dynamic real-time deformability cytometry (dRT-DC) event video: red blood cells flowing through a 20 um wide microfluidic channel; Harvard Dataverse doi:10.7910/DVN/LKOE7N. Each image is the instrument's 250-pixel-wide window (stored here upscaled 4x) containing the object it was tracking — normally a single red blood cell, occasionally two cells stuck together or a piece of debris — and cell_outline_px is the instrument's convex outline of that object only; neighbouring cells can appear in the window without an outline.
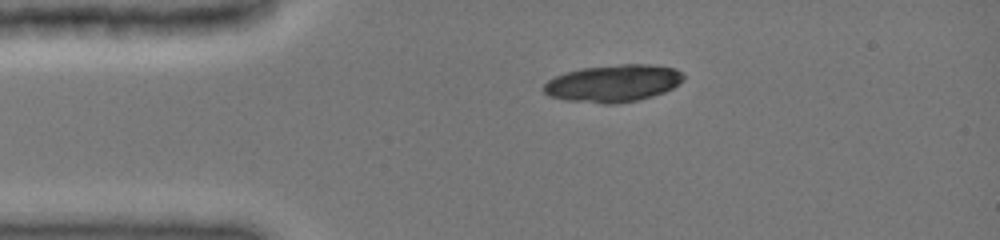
{"species": "common noctule bat (a hibernating species)", "species_latin": "Nyctalus noctula", "temperature_condition": "cold", "stored_images_in_passage": 39, "camera_frame_rate_fps": 3000, "um_per_image_px": 0.085, "animal": {"sex": "female", "body_mass_g": 19.0, "forearm_length_mm": 51.5}, "frame": {"image": 1, "passage_image": 1, "time_ms": 0.0, "image_size_px": [1000, 240], "cell_outline_px": [[684, 80], [672, 88], [664, 92], [652, 96], [636, 100], [616, 104], [604, 104], [564, 100], [548, 96], [544, 92], [544, 84], [548, 80], [564, 72], [580, 68], [620, 64], [652, 64], [676, 68], [684, 76]], "centroid_in_image_um": [52.11, 7.07], "position_along_channel_um": 32.9, "area_um2": 30.52}}
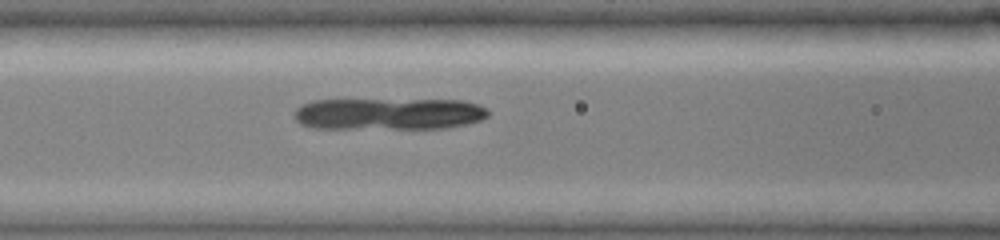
{"frame": {"image": 2, "passage_image": 11, "time_ms": 3.333, "image_size_px": [1000, 240], "cell_outline_px": [[488, 116], [484, 120], [468, 124], [444, 128], [312, 128], [300, 124], [292, 116], [296, 108], [312, 100], [464, 100], [480, 104], [488, 108]], "centroid_in_image_um": [33.08, 9.67], "position_along_channel_um": 133.5, "area_um2": 36.3}}
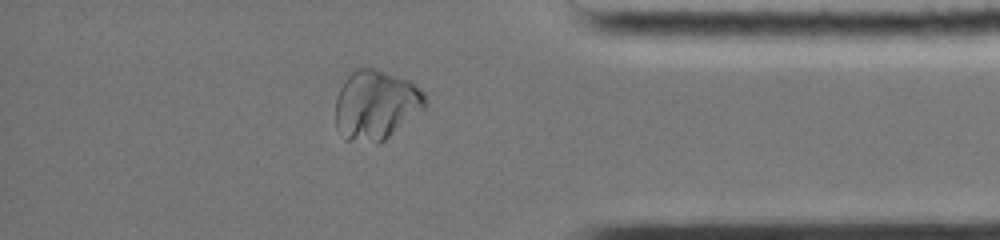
{"frame": {"image": 3, "passage_image": 32, "time_ms": 10.333, "image_size_px": [1000, 240], "cell_outline_px": [[428, 104], [424, 108], [380, 144], [376, 144], [348, 140], [336, 128], [336, 96], [344, 80], [356, 68], [376, 68], [408, 80], [416, 84], [424, 92], [428, 100]], "centroid_in_image_um": [31.96, 8.92], "position_along_channel_um": 403.2, "area_um2": 36.59}}